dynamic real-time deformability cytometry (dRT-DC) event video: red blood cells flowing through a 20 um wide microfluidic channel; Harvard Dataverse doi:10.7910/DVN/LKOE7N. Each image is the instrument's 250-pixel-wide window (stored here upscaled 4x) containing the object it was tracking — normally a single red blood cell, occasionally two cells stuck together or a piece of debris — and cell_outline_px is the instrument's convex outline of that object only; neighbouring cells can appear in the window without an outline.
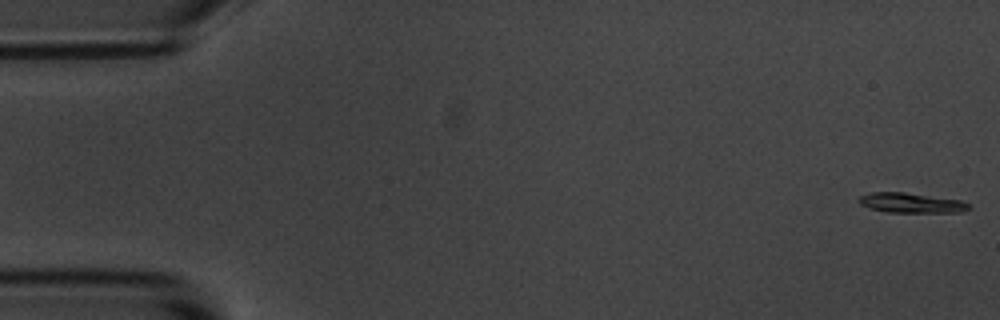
{"species": "common noctule bat (a hibernating species)", "species_latin": "Nyctalus noctula", "temperature_condition": "room temperature", "stored_images_in_passage": 4, "camera_frame_rate_fps": 3000, "um_per_image_px": 0.085, "animal": {"sex": "male", "body_mass_g": 20.1, "forearm_length_mm": 53.5}, "frame": {"image": 1, "passage_image": 1, "time_ms": 0.0, "image_size_px": [1000, 320], "cell_outline_px": [[968, 208], [964, 212], [888, 212], [872, 208], [860, 204], [856, 200], [860, 196], [868, 192], [904, 192], [960, 200], [968, 204]], "centroid_in_image_um": [77.4, 17.23], "position_along_channel_um": 7.6, "area_um2": 12.6}}
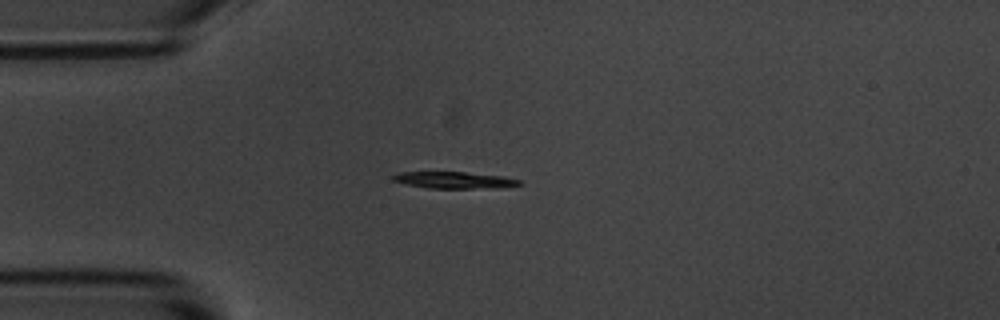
{"frame": {"image": 2, "passage_image": 4, "time_ms": 4.333, "image_size_px": [1000, 320], "cell_outline_px": [[524, 184], [500, 188], [428, 188], [408, 184], [392, 180], [392, 176], [400, 172], [464, 172], [504, 176], [520, 180]], "centroid_in_image_um": [38.69, 15.31], "position_along_channel_um": 46.3, "area_um2": 12.25}}